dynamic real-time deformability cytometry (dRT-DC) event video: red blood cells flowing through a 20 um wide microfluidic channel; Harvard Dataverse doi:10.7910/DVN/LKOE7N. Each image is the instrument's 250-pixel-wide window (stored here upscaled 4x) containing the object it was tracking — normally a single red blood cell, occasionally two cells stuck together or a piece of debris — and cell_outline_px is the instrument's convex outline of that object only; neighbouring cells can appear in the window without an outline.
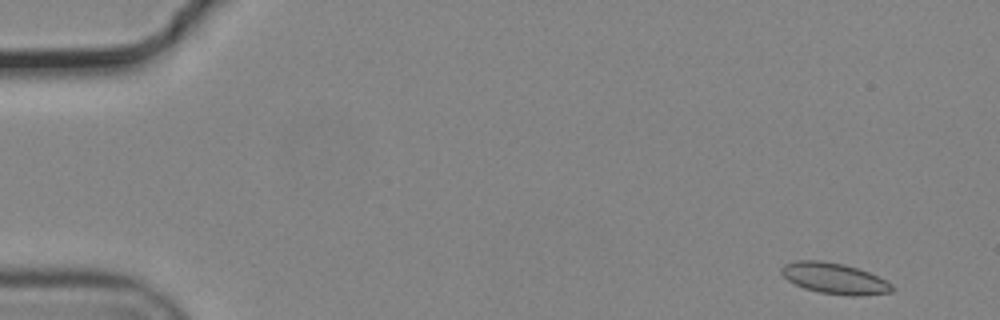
{"species": "common noctule bat (a hibernating species)", "species_latin": "Nyctalus noctula", "temperature_condition": "cold", "stored_images_in_passage": 54, "camera_frame_rate_fps": 3000, "um_per_image_px": 0.085, "animal": {"sex": "male", "body_mass_g": 19.2, "forearm_length_mm": 51.8}, "frame": {"image": 1, "passage_image": 2, "time_ms": 0.333, "image_size_px": [1000, 320], "cell_outline_px": [[896, 288], [892, 292], [860, 296], [848, 296], [820, 292], [804, 288], [788, 280], [780, 272], [780, 268], [784, 264], [796, 260], [820, 260], [844, 264], [868, 272], [892, 284]], "centroid_in_image_um": [70.93, 23.66], "position_along_channel_um": 14.1, "area_um2": 19.94}}
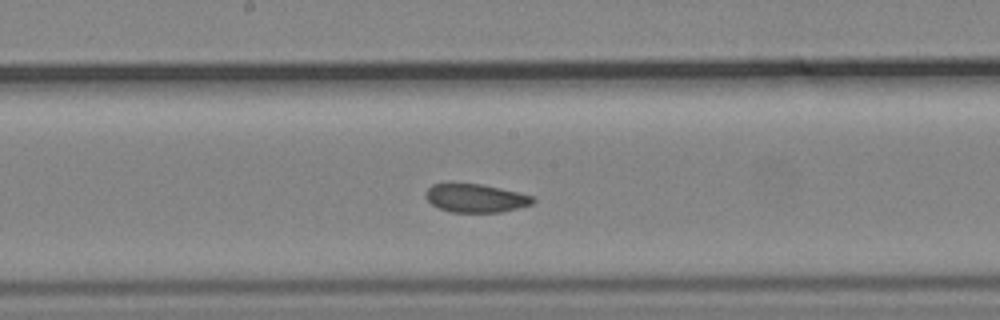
{"frame": {"image": 2, "passage_image": 28, "time_ms": 9.0, "image_size_px": [1000, 320], "cell_outline_px": [[536, 200], [532, 204], [500, 212], [452, 212], [440, 208], [432, 204], [424, 196], [424, 192], [432, 184], [480, 184], [520, 192], [532, 196]], "centroid_in_image_um": [40.43, 16.84], "position_along_channel_um": 207.8, "area_um2": 17.57}}
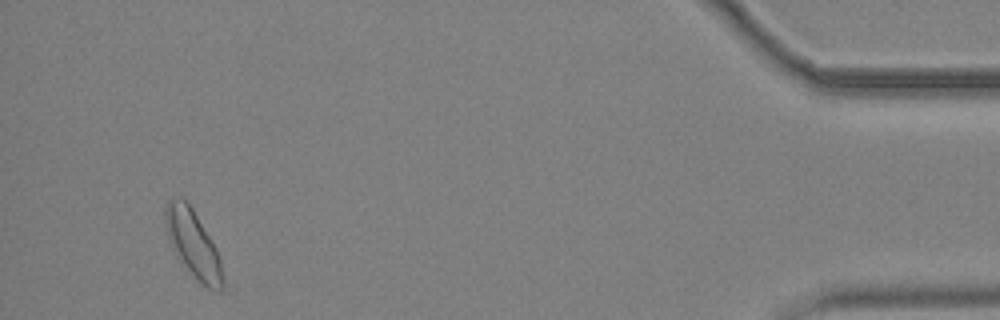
{"frame": {"image": 3, "passage_image": 51, "time_ms": 16.667, "image_size_px": [1000, 320], "cell_outline_px": [[224, 288], [220, 292], [208, 288], [184, 264], [168, 236], [164, 216], [164, 208], [168, 200], [176, 196], [180, 196], [192, 208], [216, 248], [220, 260], [224, 280]], "centroid_in_image_um": [16.43, 20.69], "position_along_channel_um": 418.8, "area_um2": 21.62}, "authors_computed_cell_mechanics": {"area_um2": 19.2185, "velocity_mm_per_s": 3.7013, "shape_relaxation_time_tau1_ms": 10.154, "shape_relaxation_time_tau2_ms": 2.0332, "deformation_change_tau1": 0.1016, "deformation_change_tau2": 0.0447}}